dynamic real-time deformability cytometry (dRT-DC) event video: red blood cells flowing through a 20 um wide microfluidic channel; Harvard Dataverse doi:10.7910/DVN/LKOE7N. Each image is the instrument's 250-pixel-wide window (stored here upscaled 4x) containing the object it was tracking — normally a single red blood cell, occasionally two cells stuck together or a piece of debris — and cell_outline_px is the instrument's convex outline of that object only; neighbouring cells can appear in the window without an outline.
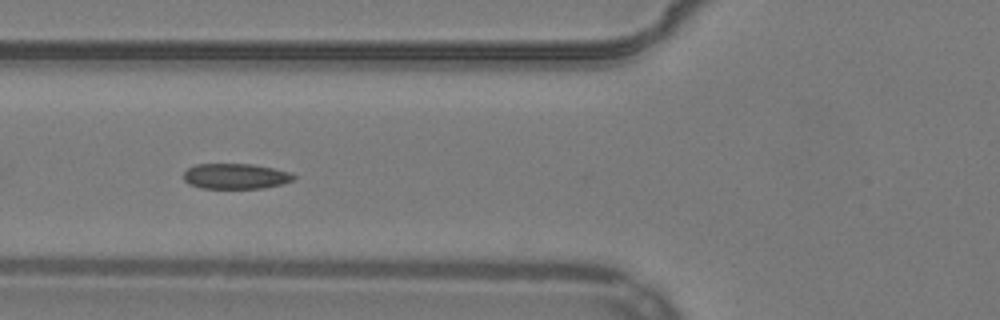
{"species": "common noctule bat (a hibernating species)", "species_latin": "Nyctalus noctula", "temperature_condition": "warm", "stored_images_in_passage": 14, "camera_frame_rate_fps": 3000, "um_per_image_px": 0.085, "animal": {"sex": "male", "body_mass_g": 19.2, "forearm_length_mm": 51.8}, "frame": {"image": 1, "passage_image": 8, "time_ms": 2.333, "image_size_px": [1000, 320], "cell_outline_px": [[296, 176], [292, 180], [280, 184], [264, 188], [200, 188], [188, 184], [184, 180], [184, 172], [188, 168], [196, 164], [252, 164], [292, 172]], "centroid_in_image_um": [20.01, 14.98], "position_along_channel_um": 105.8, "area_um2": 16.3}}
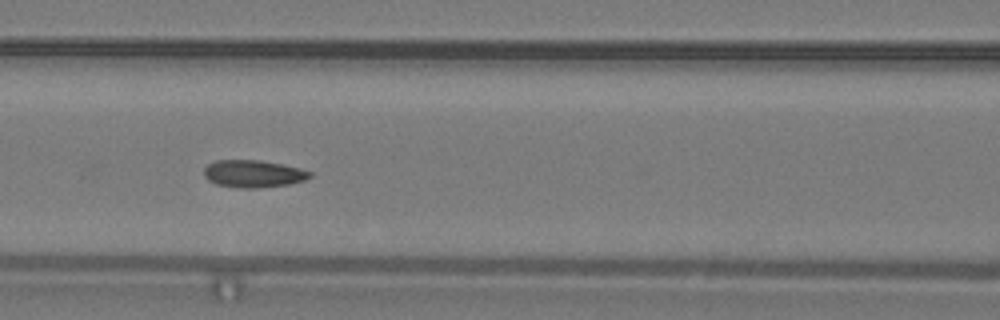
{"frame": {"image": 2, "passage_image": 11, "time_ms": 3.333, "image_size_px": [1000, 320], "cell_outline_px": [[312, 176], [304, 180], [288, 184], [256, 188], [240, 188], [216, 184], [208, 180], [204, 176], [204, 168], [208, 164], [216, 160], [260, 160], [300, 168], [312, 172]], "centroid_in_image_um": [21.51, 14.76], "position_along_channel_um": 145.1, "area_um2": 16.82}}